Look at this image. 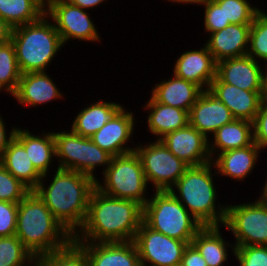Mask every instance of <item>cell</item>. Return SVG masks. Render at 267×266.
Masks as SVG:
<instances>
[{
  "label": "cell",
  "mask_w": 267,
  "mask_h": 266,
  "mask_svg": "<svg viewBox=\"0 0 267 266\" xmlns=\"http://www.w3.org/2000/svg\"><path fill=\"white\" fill-rule=\"evenodd\" d=\"M143 222V206L137 201L108 196L95 188L83 226L75 242L133 241Z\"/></svg>",
  "instance_id": "6da1fadb"
},
{
  "label": "cell",
  "mask_w": 267,
  "mask_h": 266,
  "mask_svg": "<svg viewBox=\"0 0 267 266\" xmlns=\"http://www.w3.org/2000/svg\"><path fill=\"white\" fill-rule=\"evenodd\" d=\"M55 168L53 176L43 175L33 191L63 227L74 236L86 219L96 180L80 172ZM48 176L53 177L49 180V185L46 181Z\"/></svg>",
  "instance_id": "7a4b0ae2"
},
{
  "label": "cell",
  "mask_w": 267,
  "mask_h": 266,
  "mask_svg": "<svg viewBox=\"0 0 267 266\" xmlns=\"http://www.w3.org/2000/svg\"><path fill=\"white\" fill-rule=\"evenodd\" d=\"M15 235L35 258L59 250L73 240L34 191L19 202Z\"/></svg>",
  "instance_id": "3957f363"
},
{
  "label": "cell",
  "mask_w": 267,
  "mask_h": 266,
  "mask_svg": "<svg viewBox=\"0 0 267 266\" xmlns=\"http://www.w3.org/2000/svg\"><path fill=\"white\" fill-rule=\"evenodd\" d=\"M217 175L212 161L189 166L169 189L202 226H223L226 219L227 204L217 202L218 191L214 185Z\"/></svg>",
  "instance_id": "277c9868"
},
{
  "label": "cell",
  "mask_w": 267,
  "mask_h": 266,
  "mask_svg": "<svg viewBox=\"0 0 267 266\" xmlns=\"http://www.w3.org/2000/svg\"><path fill=\"white\" fill-rule=\"evenodd\" d=\"M11 42L22 74L46 71L64 46L46 14L35 22L12 28Z\"/></svg>",
  "instance_id": "5b68a950"
},
{
  "label": "cell",
  "mask_w": 267,
  "mask_h": 266,
  "mask_svg": "<svg viewBox=\"0 0 267 266\" xmlns=\"http://www.w3.org/2000/svg\"><path fill=\"white\" fill-rule=\"evenodd\" d=\"M151 191V197L143 206V222L156 232L191 244L203 226L169 190Z\"/></svg>",
  "instance_id": "8992f818"
},
{
  "label": "cell",
  "mask_w": 267,
  "mask_h": 266,
  "mask_svg": "<svg viewBox=\"0 0 267 266\" xmlns=\"http://www.w3.org/2000/svg\"><path fill=\"white\" fill-rule=\"evenodd\" d=\"M102 175L103 181L97 179L96 188L108 196L134 200L142 206L150 198L142 163L135 151L112 157Z\"/></svg>",
  "instance_id": "52a82bcc"
},
{
  "label": "cell",
  "mask_w": 267,
  "mask_h": 266,
  "mask_svg": "<svg viewBox=\"0 0 267 266\" xmlns=\"http://www.w3.org/2000/svg\"><path fill=\"white\" fill-rule=\"evenodd\" d=\"M55 139L58 169L83 173L97 181L96 169L102 174L110 165L112 156L100 149L90 138L74 133L72 130L53 132Z\"/></svg>",
  "instance_id": "ba28073f"
},
{
  "label": "cell",
  "mask_w": 267,
  "mask_h": 266,
  "mask_svg": "<svg viewBox=\"0 0 267 266\" xmlns=\"http://www.w3.org/2000/svg\"><path fill=\"white\" fill-rule=\"evenodd\" d=\"M223 227L234 235L235 248L239 246H267V205L257 200L227 204Z\"/></svg>",
  "instance_id": "9c48e42d"
},
{
  "label": "cell",
  "mask_w": 267,
  "mask_h": 266,
  "mask_svg": "<svg viewBox=\"0 0 267 266\" xmlns=\"http://www.w3.org/2000/svg\"><path fill=\"white\" fill-rule=\"evenodd\" d=\"M135 146L148 184L155 191L169 190L189 167L177 158L159 139ZM151 182V183H150Z\"/></svg>",
  "instance_id": "30bf717a"
},
{
  "label": "cell",
  "mask_w": 267,
  "mask_h": 266,
  "mask_svg": "<svg viewBox=\"0 0 267 266\" xmlns=\"http://www.w3.org/2000/svg\"><path fill=\"white\" fill-rule=\"evenodd\" d=\"M87 12L67 0H54L45 14L53 21L64 45L76 39L95 44L100 42V34Z\"/></svg>",
  "instance_id": "8fae6325"
},
{
  "label": "cell",
  "mask_w": 267,
  "mask_h": 266,
  "mask_svg": "<svg viewBox=\"0 0 267 266\" xmlns=\"http://www.w3.org/2000/svg\"><path fill=\"white\" fill-rule=\"evenodd\" d=\"M133 241L141 266H180L183 252L188 246L184 241L152 230L144 222Z\"/></svg>",
  "instance_id": "7c38bea8"
},
{
  "label": "cell",
  "mask_w": 267,
  "mask_h": 266,
  "mask_svg": "<svg viewBox=\"0 0 267 266\" xmlns=\"http://www.w3.org/2000/svg\"><path fill=\"white\" fill-rule=\"evenodd\" d=\"M134 115L132 111H127L123 106L90 139L112 157L134 152L136 145L130 146L136 124Z\"/></svg>",
  "instance_id": "4fadbf2b"
},
{
  "label": "cell",
  "mask_w": 267,
  "mask_h": 266,
  "mask_svg": "<svg viewBox=\"0 0 267 266\" xmlns=\"http://www.w3.org/2000/svg\"><path fill=\"white\" fill-rule=\"evenodd\" d=\"M159 140L189 166L212 161L209 153V140L190 124L165 134Z\"/></svg>",
  "instance_id": "5bb4252c"
},
{
  "label": "cell",
  "mask_w": 267,
  "mask_h": 266,
  "mask_svg": "<svg viewBox=\"0 0 267 266\" xmlns=\"http://www.w3.org/2000/svg\"><path fill=\"white\" fill-rule=\"evenodd\" d=\"M263 71L262 63L248 55L216 63V77L221 82L247 91H262Z\"/></svg>",
  "instance_id": "9a60e30c"
},
{
  "label": "cell",
  "mask_w": 267,
  "mask_h": 266,
  "mask_svg": "<svg viewBox=\"0 0 267 266\" xmlns=\"http://www.w3.org/2000/svg\"><path fill=\"white\" fill-rule=\"evenodd\" d=\"M175 61L172 71L176 77L198 85L203 91L209 89L216 77V62L205 44L198 50L180 53Z\"/></svg>",
  "instance_id": "2e32d148"
},
{
  "label": "cell",
  "mask_w": 267,
  "mask_h": 266,
  "mask_svg": "<svg viewBox=\"0 0 267 266\" xmlns=\"http://www.w3.org/2000/svg\"><path fill=\"white\" fill-rule=\"evenodd\" d=\"M235 118L231 111L209 90H204L189 111V124L208 140L220 127Z\"/></svg>",
  "instance_id": "e0dca14e"
},
{
  "label": "cell",
  "mask_w": 267,
  "mask_h": 266,
  "mask_svg": "<svg viewBox=\"0 0 267 266\" xmlns=\"http://www.w3.org/2000/svg\"><path fill=\"white\" fill-rule=\"evenodd\" d=\"M52 78L47 71L23 73L11 97L26 107H40L62 99L64 96Z\"/></svg>",
  "instance_id": "ac0fdd59"
},
{
  "label": "cell",
  "mask_w": 267,
  "mask_h": 266,
  "mask_svg": "<svg viewBox=\"0 0 267 266\" xmlns=\"http://www.w3.org/2000/svg\"><path fill=\"white\" fill-rule=\"evenodd\" d=\"M231 111L235 119L253 122L262 102L261 91H247L213 79L208 89Z\"/></svg>",
  "instance_id": "d6986e66"
},
{
  "label": "cell",
  "mask_w": 267,
  "mask_h": 266,
  "mask_svg": "<svg viewBox=\"0 0 267 266\" xmlns=\"http://www.w3.org/2000/svg\"><path fill=\"white\" fill-rule=\"evenodd\" d=\"M77 243L86 251L89 266H141L134 241Z\"/></svg>",
  "instance_id": "ffe728a7"
},
{
  "label": "cell",
  "mask_w": 267,
  "mask_h": 266,
  "mask_svg": "<svg viewBox=\"0 0 267 266\" xmlns=\"http://www.w3.org/2000/svg\"><path fill=\"white\" fill-rule=\"evenodd\" d=\"M251 24H230L226 28L208 34L204 43L216 63L228 58L247 55Z\"/></svg>",
  "instance_id": "44dd1931"
},
{
  "label": "cell",
  "mask_w": 267,
  "mask_h": 266,
  "mask_svg": "<svg viewBox=\"0 0 267 266\" xmlns=\"http://www.w3.org/2000/svg\"><path fill=\"white\" fill-rule=\"evenodd\" d=\"M262 149L253 142L251 145L228 150L216 155L212 159V163L216 169L218 176L234 179L241 182L247 179L258 165V160L261 157ZM257 164V165H256ZM220 174V175H219Z\"/></svg>",
  "instance_id": "7402d4cb"
},
{
  "label": "cell",
  "mask_w": 267,
  "mask_h": 266,
  "mask_svg": "<svg viewBox=\"0 0 267 266\" xmlns=\"http://www.w3.org/2000/svg\"><path fill=\"white\" fill-rule=\"evenodd\" d=\"M152 87L151 97L158 103L190 111L203 90L196 84L172 74Z\"/></svg>",
  "instance_id": "603a6c76"
},
{
  "label": "cell",
  "mask_w": 267,
  "mask_h": 266,
  "mask_svg": "<svg viewBox=\"0 0 267 266\" xmlns=\"http://www.w3.org/2000/svg\"><path fill=\"white\" fill-rule=\"evenodd\" d=\"M41 133L35 135L28 128L17 127L14 138L25 148L35 169L43 176L51 172L50 166L56 160V150L53 131L43 130Z\"/></svg>",
  "instance_id": "cb8c5ba5"
},
{
  "label": "cell",
  "mask_w": 267,
  "mask_h": 266,
  "mask_svg": "<svg viewBox=\"0 0 267 266\" xmlns=\"http://www.w3.org/2000/svg\"><path fill=\"white\" fill-rule=\"evenodd\" d=\"M149 111L147 115V129L155 139L165 134L181 129L189 124V112L156 102L151 96L143 106Z\"/></svg>",
  "instance_id": "d4e9b609"
},
{
  "label": "cell",
  "mask_w": 267,
  "mask_h": 266,
  "mask_svg": "<svg viewBox=\"0 0 267 266\" xmlns=\"http://www.w3.org/2000/svg\"><path fill=\"white\" fill-rule=\"evenodd\" d=\"M221 228L223 226H203L192 239L191 244L199 251L208 266H224L228 262V256L234 255L235 246L233 242L224 240L226 238H223Z\"/></svg>",
  "instance_id": "484cf974"
},
{
  "label": "cell",
  "mask_w": 267,
  "mask_h": 266,
  "mask_svg": "<svg viewBox=\"0 0 267 266\" xmlns=\"http://www.w3.org/2000/svg\"><path fill=\"white\" fill-rule=\"evenodd\" d=\"M210 137L213 138L209 139V153L211 159H213L219 153L251 145L254 142L253 122L234 119L220 127Z\"/></svg>",
  "instance_id": "4316f807"
},
{
  "label": "cell",
  "mask_w": 267,
  "mask_h": 266,
  "mask_svg": "<svg viewBox=\"0 0 267 266\" xmlns=\"http://www.w3.org/2000/svg\"><path fill=\"white\" fill-rule=\"evenodd\" d=\"M78 111L72 120L71 130L90 138L100 130L123 106L112 101L97 100Z\"/></svg>",
  "instance_id": "83f0119b"
},
{
  "label": "cell",
  "mask_w": 267,
  "mask_h": 266,
  "mask_svg": "<svg viewBox=\"0 0 267 266\" xmlns=\"http://www.w3.org/2000/svg\"><path fill=\"white\" fill-rule=\"evenodd\" d=\"M0 163L31 191L37 187L42 178L29 159L25 148L15 138L0 157Z\"/></svg>",
  "instance_id": "f1b7e54d"
},
{
  "label": "cell",
  "mask_w": 267,
  "mask_h": 266,
  "mask_svg": "<svg viewBox=\"0 0 267 266\" xmlns=\"http://www.w3.org/2000/svg\"><path fill=\"white\" fill-rule=\"evenodd\" d=\"M45 10L34 0H0V17L11 27L39 20Z\"/></svg>",
  "instance_id": "f546056e"
},
{
  "label": "cell",
  "mask_w": 267,
  "mask_h": 266,
  "mask_svg": "<svg viewBox=\"0 0 267 266\" xmlns=\"http://www.w3.org/2000/svg\"><path fill=\"white\" fill-rule=\"evenodd\" d=\"M37 266H89L86 251L74 240L67 246L34 259Z\"/></svg>",
  "instance_id": "4dcf8cb0"
},
{
  "label": "cell",
  "mask_w": 267,
  "mask_h": 266,
  "mask_svg": "<svg viewBox=\"0 0 267 266\" xmlns=\"http://www.w3.org/2000/svg\"><path fill=\"white\" fill-rule=\"evenodd\" d=\"M21 75L15 47L10 40L0 45V92L9 93L12 96L17 89Z\"/></svg>",
  "instance_id": "1f68e13d"
},
{
  "label": "cell",
  "mask_w": 267,
  "mask_h": 266,
  "mask_svg": "<svg viewBox=\"0 0 267 266\" xmlns=\"http://www.w3.org/2000/svg\"><path fill=\"white\" fill-rule=\"evenodd\" d=\"M247 55L267 66V13L261 9L253 19ZM263 60V61H262Z\"/></svg>",
  "instance_id": "d6a6232c"
},
{
  "label": "cell",
  "mask_w": 267,
  "mask_h": 266,
  "mask_svg": "<svg viewBox=\"0 0 267 266\" xmlns=\"http://www.w3.org/2000/svg\"><path fill=\"white\" fill-rule=\"evenodd\" d=\"M34 259L16 235L0 237V266H30Z\"/></svg>",
  "instance_id": "836d02e7"
},
{
  "label": "cell",
  "mask_w": 267,
  "mask_h": 266,
  "mask_svg": "<svg viewBox=\"0 0 267 266\" xmlns=\"http://www.w3.org/2000/svg\"><path fill=\"white\" fill-rule=\"evenodd\" d=\"M223 7L225 23L252 24L254 17L261 10L257 5H251L248 0H213Z\"/></svg>",
  "instance_id": "e575fe53"
},
{
  "label": "cell",
  "mask_w": 267,
  "mask_h": 266,
  "mask_svg": "<svg viewBox=\"0 0 267 266\" xmlns=\"http://www.w3.org/2000/svg\"><path fill=\"white\" fill-rule=\"evenodd\" d=\"M31 190L0 163V201L19 203Z\"/></svg>",
  "instance_id": "d590c367"
},
{
  "label": "cell",
  "mask_w": 267,
  "mask_h": 266,
  "mask_svg": "<svg viewBox=\"0 0 267 266\" xmlns=\"http://www.w3.org/2000/svg\"><path fill=\"white\" fill-rule=\"evenodd\" d=\"M233 256L239 266H267V246H239Z\"/></svg>",
  "instance_id": "8d00e7d4"
},
{
  "label": "cell",
  "mask_w": 267,
  "mask_h": 266,
  "mask_svg": "<svg viewBox=\"0 0 267 266\" xmlns=\"http://www.w3.org/2000/svg\"><path fill=\"white\" fill-rule=\"evenodd\" d=\"M200 6L204 8V30L211 34L226 28L231 23H225L223 7H219L213 0H204Z\"/></svg>",
  "instance_id": "74e56055"
},
{
  "label": "cell",
  "mask_w": 267,
  "mask_h": 266,
  "mask_svg": "<svg viewBox=\"0 0 267 266\" xmlns=\"http://www.w3.org/2000/svg\"><path fill=\"white\" fill-rule=\"evenodd\" d=\"M18 205L0 201V237L15 235Z\"/></svg>",
  "instance_id": "f35d334b"
},
{
  "label": "cell",
  "mask_w": 267,
  "mask_h": 266,
  "mask_svg": "<svg viewBox=\"0 0 267 266\" xmlns=\"http://www.w3.org/2000/svg\"><path fill=\"white\" fill-rule=\"evenodd\" d=\"M253 139L262 149L267 148V102L262 101L260 109L253 121Z\"/></svg>",
  "instance_id": "ab89813d"
},
{
  "label": "cell",
  "mask_w": 267,
  "mask_h": 266,
  "mask_svg": "<svg viewBox=\"0 0 267 266\" xmlns=\"http://www.w3.org/2000/svg\"><path fill=\"white\" fill-rule=\"evenodd\" d=\"M180 266H208L199 251L189 244L182 255Z\"/></svg>",
  "instance_id": "60d3db41"
},
{
  "label": "cell",
  "mask_w": 267,
  "mask_h": 266,
  "mask_svg": "<svg viewBox=\"0 0 267 266\" xmlns=\"http://www.w3.org/2000/svg\"><path fill=\"white\" fill-rule=\"evenodd\" d=\"M3 117L0 114V157L2 156L5 149L9 146V143L14 139L15 132L18 126L14 125L11 127L10 132H7L8 126H6ZM9 133V134H7Z\"/></svg>",
  "instance_id": "b9f144b4"
},
{
  "label": "cell",
  "mask_w": 267,
  "mask_h": 266,
  "mask_svg": "<svg viewBox=\"0 0 267 266\" xmlns=\"http://www.w3.org/2000/svg\"><path fill=\"white\" fill-rule=\"evenodd\" d=\"M67 1L82 9L92 10L93 8L98 7L100 4L102 3L104 4L106 0H67Z\"/></svg>",
  "instance_id": "7bdbcfd3"
},
{
  "label": "cell",
  "mask_w": 267,
  "mask_h": 266,
  "mask_svg": "<svg viewBox=\"0 0 267 266\" xmlns=\"http://www.w3.org/2000/svg\"><path fill=\"white\" fill-rule=\"evenodd\" d=\"M12 28L0 17V45L11 40Z\"/></svg>",
  "instance_id": "ee69618b"
},
{
  "label": "cell",
  "mask_w": 267,
  "mask_h": 266,
  "mask_svg": "<svg viewBox=\"0 0 267 266\" xmlns=\"http://www.w3.org/2000/svg\"><path fill=\"white\" fill-rule=\"evenodd\" d=\"M261 97L262 101L267 102V66L264 67V72L262 77Z\"/></svg>",
  "instance_id": "f6af8a7d"
},
{
  "label": "cell",
  "mask_w": 267,
  "mask_h": 266,
  "mask_svg": "<svg viewBox=\"0 0 267 266\" xmlns=\"http://www.w3.org/2000/svg\"><path fill=\"white\" fill-rule=\"evenodd\" d=\"M166 1H169V2H171L172 4L174 3V4H178L179 3V5L181 4H184V5H188V4H196L197 6L199 5H201V3L204 1V0H166Z\"/></svg>",
  "instance_id": "bcb514c9"
},
{
  "label": "cell",
  "mask_w": 267,
  "mask_h": 266,
  "mask_svg": "<svg viewBox=\"0 0 267 266\" xmlns=\"http://www.w3.org/2000/svg\"><path fill=\"white\" fill-rule=\"evenodd\" d=\"M262 188V190H261V192H259V193H261L260 194V198L266 203V205H267V176H266V180H265V182H264V185H263V187H261Z\"/></svg>",
  "instance_id": "7dc6e473"
},
{
  "label": "cell",
  "mask_w": 267,
  "mask_h": 266,
  "mask_svg": "<svg viewBox=\"0 0 267 266\" xmlns=\"http://www.w3.org/2000/svg\"><path fill=\"white\" fill-rule=\"evenodd\" d=\"M34 1L37 2L46 11L54 0H34Z\"/></svg>",
  "instance_id": "c3c4849f"
}]
</instances>
